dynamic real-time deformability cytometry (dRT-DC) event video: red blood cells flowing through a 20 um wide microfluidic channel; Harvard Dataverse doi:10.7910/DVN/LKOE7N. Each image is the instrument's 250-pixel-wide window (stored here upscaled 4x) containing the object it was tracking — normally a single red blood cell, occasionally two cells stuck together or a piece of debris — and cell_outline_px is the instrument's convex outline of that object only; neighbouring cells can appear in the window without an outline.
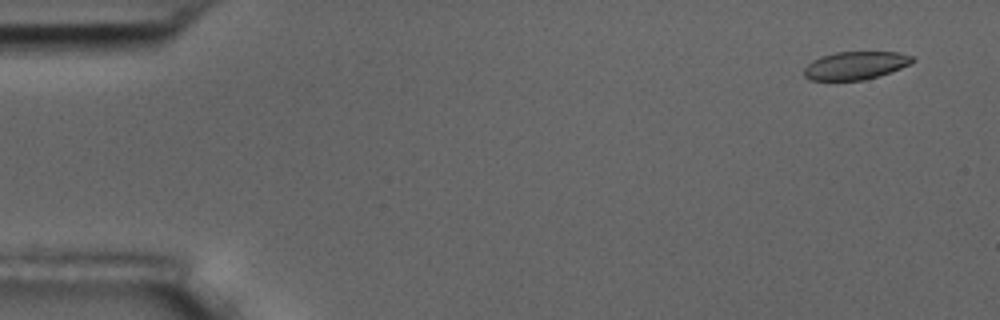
{"species": "common noctule bat (a hibernating species)", "species_latin": "Nyctalus noctula", "temperature_condition": "room temperature", "stored_images_in_passage": 6, "camera_frame_rate_fps": 3000, "um_per_image_px": 0.085, "animal": {"sex": "male", "body_mass_g": 17.5, "forearm_length_mm": 52.3}, "frame": {"image": 1, "passage_image": 1, "time_ms": 0.0, "image_size_px": [1000, 320], "cell_outline_px": [[916, 60], [900, 68], [864, 80], [812, 80], [804, 76], [804, 68], [812, 60], [820, 56], [836, 52], [900, 52], [912, 56]], "centroid_in_image_um": [72.69, 5.55], "position_along_channel_um": 12.3, "area_um2": 17.51}}
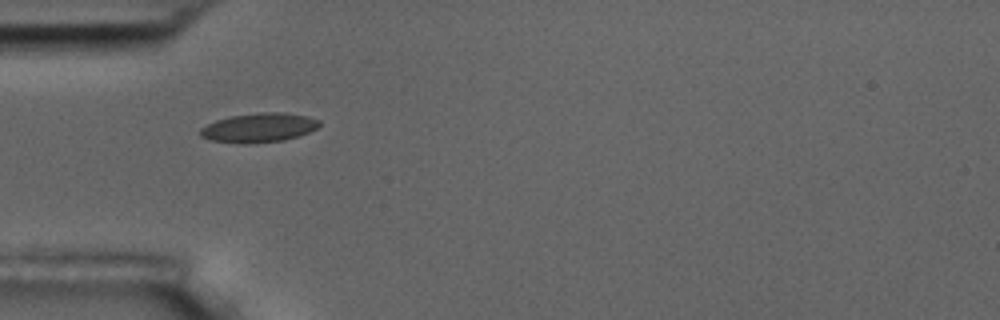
{"frame": {"image": 2, "passage_image": 5, "time_ms": 4.667, "image_size_px": [1000, 320], "cell_outline_px": [[320, 124], [316, 128], [300, 136], [284, 140], [248, 144], [208, 140], [200, 136], [200, 128], [216, 120], [232, 116], [260, 112], [284, 112], [304, 116], [320, 120]], "centroid_in_image_um": [21.99, 10.86], "position_along_channel_um": 63.0, "area_um2": 20.23}}